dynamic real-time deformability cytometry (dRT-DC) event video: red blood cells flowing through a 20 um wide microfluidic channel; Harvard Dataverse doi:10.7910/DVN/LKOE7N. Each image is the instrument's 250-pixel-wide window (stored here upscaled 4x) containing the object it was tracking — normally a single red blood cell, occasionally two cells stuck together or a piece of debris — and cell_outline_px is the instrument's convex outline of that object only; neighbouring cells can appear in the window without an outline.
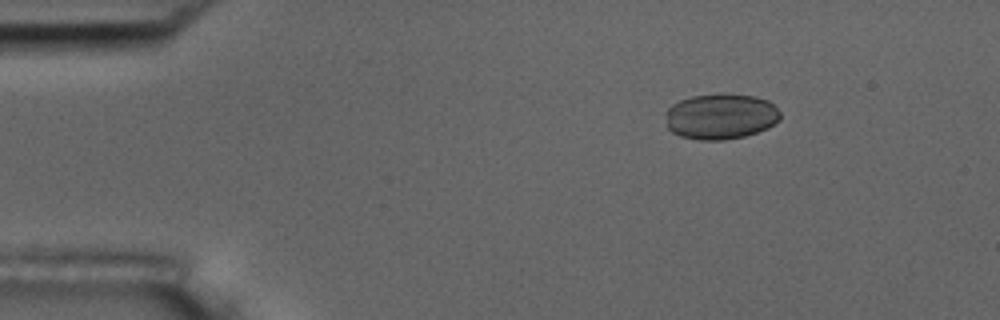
{"species": "common noctule bat (a hibernating species)", "species_latin": "Nyctalus noctula", "temperature_condition": "room temperature", "stored_images_in_passage": 55, "camera_frame_rate_fps": 3000, "um_per_image_px": 0.085, "animal": {"sex": "male", "body_mass_g": 17.5, "forearm_length_mm": 52.3}, "frame": {"image": 1, "passage_image": 8, "time_ms": 2.333, "image_size_px": [1000, 320], "cell_outline_px": [[780, 120], [768, 128], [744, 136], [724, 140], [700, 140], [680, 136], [672, 132], [668, 128], [664, 112], [672, 104], [680, 100], [692, 96], [720, 92], [756, 96], [768, 100], [780, 112]], "centroid_in_image_um": [61.24, 9.88], "position_along_channel_um": 23.8, "area_um2": 30.98}}
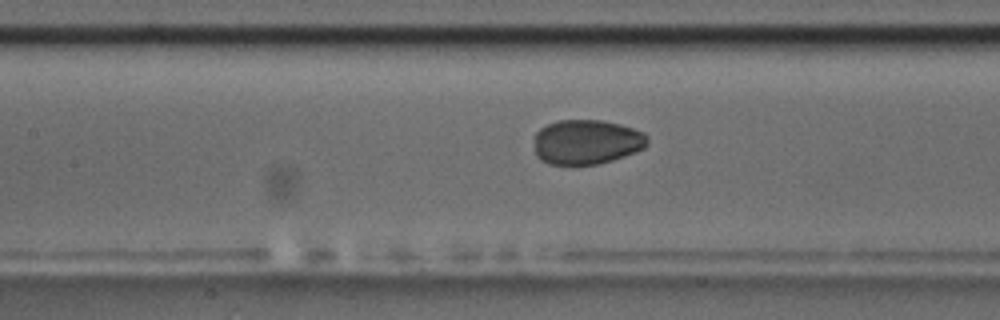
{"frame": {"image": 2, "passage_image": 25, "time_ms": 8.0, "image_size_px": [1000, 320], "cell_outline_px": [[648, 144], [644, 148], [624, 156], [612, 160], [596, 164], [552, 164], [540, 160], [536, 156], [532, 136], [540, 128], [556, 120], [600, 120], [620, 124], [644, 132], [648, 136]], "centroid_in_image_um": [49.83, 12.05], "position_along_channel_um": 157.6, "area_um2": 29.77}}
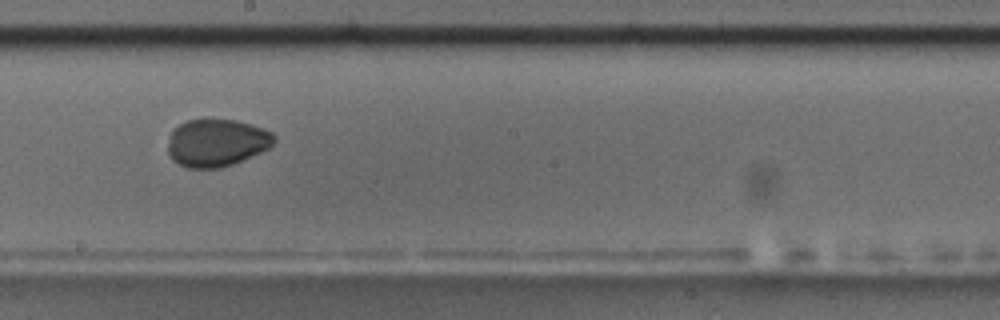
{"frame": {"image": 3, "passage_image": 31, "time_ms": 10.0, "image_size_px": [1000, 320], "cell_outline_px": [[276, 140], [268, 148], [260, 152], [232, 164], [220, 168], [188, 168], [172, 160], [168, 152], [168, 144], [172, 128], [188, 120], [204, 116], [208, 116], [236, 120], [252, 124], [264, 128], [272, 132], [276, 136]], "centroid_in_image_um": [18.4, 12.08], "position_along_channel_um": 229.8, "area_um2": 30.11}}